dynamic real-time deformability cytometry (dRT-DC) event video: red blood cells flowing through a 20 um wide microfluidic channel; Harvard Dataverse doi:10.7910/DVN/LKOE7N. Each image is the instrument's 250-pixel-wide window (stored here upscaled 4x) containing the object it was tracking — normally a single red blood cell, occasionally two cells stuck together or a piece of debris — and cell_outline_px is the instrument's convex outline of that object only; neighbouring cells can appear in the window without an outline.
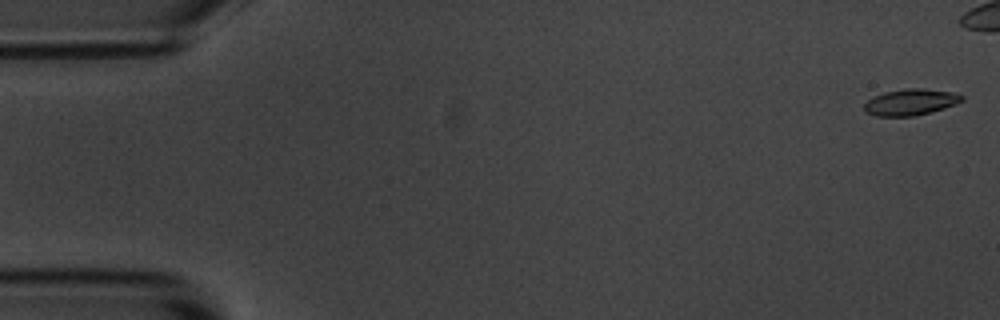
{"species": "common noctule bat (a hibernating species)", "species_latin": "Nyctalus noctula", "temperature_condition": "room temperature", "stored_images_in_passage": 13, "camera_frame_rate_fps": 3000, "um_per_image_px": 0.085, "animal": {"sex": "male", "body_mass_g": 20.1, "forearm_length_mm": 53.5}, "frame": {"image": 1, "passage_image": 1, "time_ms": 0.0, "image_size_px": [1000, 320], "cell_outline_px": [[964, 100], [956, 104], [944, 108], [912, 116], [876, 116], [868, 112], [864, 108], [864, 104], [868, 100], [884, 92], [904, 88], [920, 88], [952, 92], [964, 96]], "centroid_in_image_um": [77.42, 8.67], "position_along_channel_um": 7.6, "area_um2": 14.74}}